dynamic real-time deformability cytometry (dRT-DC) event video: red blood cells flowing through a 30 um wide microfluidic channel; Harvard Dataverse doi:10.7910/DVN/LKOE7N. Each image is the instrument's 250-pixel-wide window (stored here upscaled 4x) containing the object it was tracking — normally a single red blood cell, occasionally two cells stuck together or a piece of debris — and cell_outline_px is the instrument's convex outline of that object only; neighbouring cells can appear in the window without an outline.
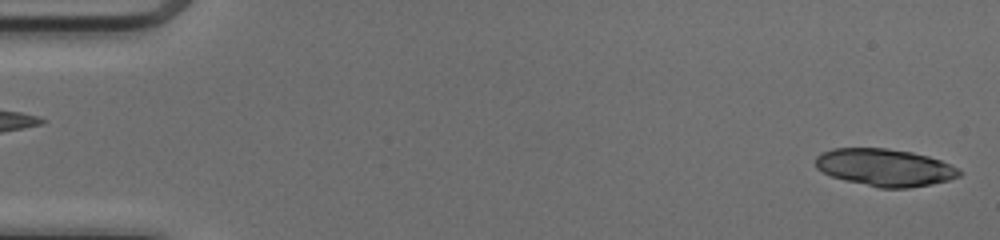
{"species": "common noctule bat (a hibernating species)", "species_latin": "Nyctalus noctula", "temperature_condition": "cold", "stored_images_in_passage": 49, "camera_frame_rate_fps": 3000, "um_per_image_px": 0.085, "animal": {"sex": "female", "body_mass_g": 17.0, "forearm_length_mm": 48.0}, "frame": {"image": 1, "passage_image": 1, "time_ms": 0.0, "image_size_px": [1000, 240], "cell_outline_px": [[960, 176], [948, 180], [932, 184], [908, 188], [880, 188], [844, 180], [832, 176], [816, 168], [816, 156], [820, 152], [832, 148], [884, 148], [912, 152], [928, 156], [940, 160], [956, 168], [960, 172]], "centroid_in_image_um": [75.17, 14.23], "position_along_channel_um": 9.8, "area_um2": 31.15}, "authors_computed_cell_mechanics": {"area_um2": 19.8832, "velocity_mm_per_s": 4.14, "shape_relaxation_time_tau1_ms": 9.2688, "shape_relaxation_time_tau2_ms": 5.8046, "deformation_change_tau1": 0.2683, "deformation_change_tau2": 0.1324}}